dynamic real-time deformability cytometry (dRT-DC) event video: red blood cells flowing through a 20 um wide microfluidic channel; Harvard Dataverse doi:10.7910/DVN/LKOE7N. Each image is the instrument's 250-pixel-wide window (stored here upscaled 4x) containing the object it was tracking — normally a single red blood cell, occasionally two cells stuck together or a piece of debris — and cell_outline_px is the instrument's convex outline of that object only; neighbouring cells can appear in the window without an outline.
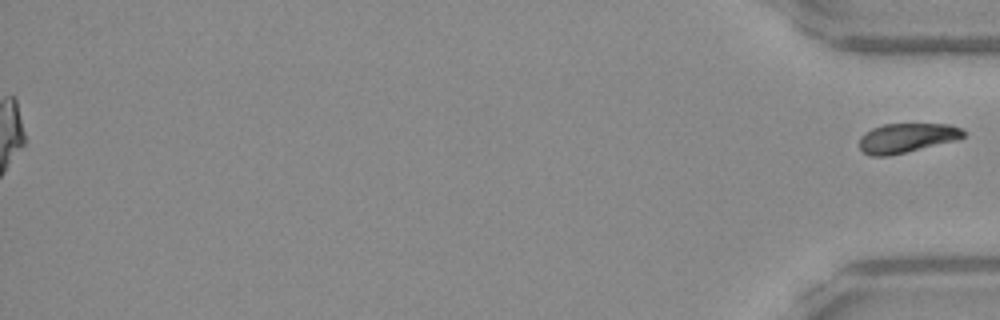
{"species": "Egyptian fruit bat (a non-hibernating species)", "species_latin": "Rousettus aegyptiacus", "temperature_condition": "warm", "stored_images_in_passage": 54, "segment_of_instrument_passage": [2, 2], "camera_frame_rate_fps": 3000, "um_per_image_px": 0.085, "frame": {"image": 1, "passage_image": 54, "time_ms": 17.667, "image_size_px": [1000, 320], "cell_outline_px": [[964, 136], [956, 140], [888, 156], [872, 156], [864, 152], [860, 148], [860, 136], [864, 132], [872, 128], [884, 124], [948, 124], [960, 128], [964, 132]], "centroid_in_image_um": [77.04, 11.72], "position_along_channel_um": 358.2, "area_um2": 17.63}}